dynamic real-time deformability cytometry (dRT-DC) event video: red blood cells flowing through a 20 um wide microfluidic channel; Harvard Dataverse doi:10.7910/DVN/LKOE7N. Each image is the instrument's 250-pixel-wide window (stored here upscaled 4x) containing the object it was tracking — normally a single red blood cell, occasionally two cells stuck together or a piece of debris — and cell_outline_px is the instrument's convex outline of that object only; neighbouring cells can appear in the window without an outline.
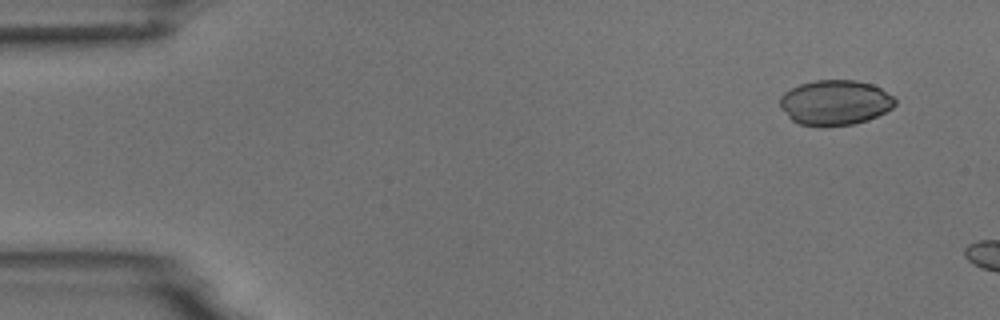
{"species": "common noctule bat (a hibernating species)", "species_latin": "Nyctalus noctula", "temperature_condition": "room temperature", "stored_images_in_passage": 3, "camera_frame_rate_fps": 3000, "um_per_image_px": 0.085, "animal": {"sex": "male", "body_mass_g": 18.8}, "frame": {"image": 1, "passage_image": 1, "time_ms": 0.0, "image_size_px": [1000, 320], "cell_outline_px": [[896, 104], [892, 108], [868, 120], [852, 124], [800, 124], [792, 120], [780, 108], [780, 96], [784, 92], [800, 84], [816, 80], [856, 80], [872, 84], [880, 88], [892, 96], [896, 100]], "centroid_in_image_um": [70.98, 8.68], "position_along_channel_um": 14.0, "area_um2": 29.71}}